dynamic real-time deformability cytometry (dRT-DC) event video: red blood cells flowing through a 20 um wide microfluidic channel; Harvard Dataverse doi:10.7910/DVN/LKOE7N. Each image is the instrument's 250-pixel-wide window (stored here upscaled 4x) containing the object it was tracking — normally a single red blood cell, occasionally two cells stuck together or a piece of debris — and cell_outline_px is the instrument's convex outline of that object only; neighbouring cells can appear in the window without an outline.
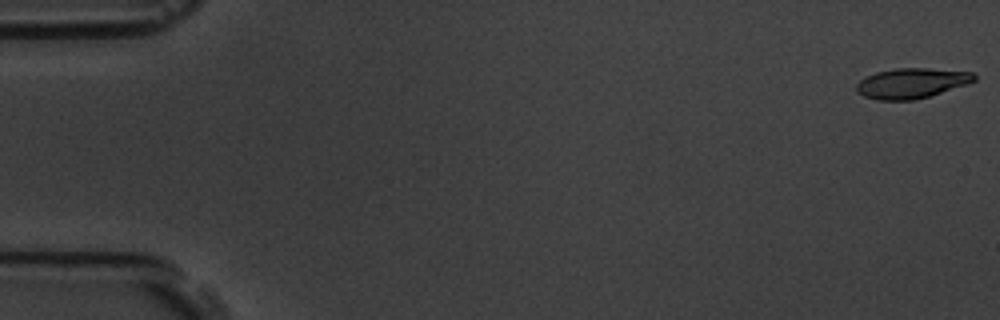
{"species": "common noctule bat (a hibernating species)", "species_latin": "Nyctalus noctula", "temperature_condition": "room temperature", "stored_images_in_passage": 56, "camera_frame_rate_fps": 3000, "um_per_image_px": 0.085, "animal": {"sex": "male", "body_mass_g": 19.5, "forearm_length_mm": 54.6}, "frame": {"image": 1, "passage_image": 1, "time_ms": 0.0, "image_size_px": [1000, 320], "cell_outline_px": [[976, 80], [968, 84], [916, 100], [876, 100], [864, 96], [856, 92], [856, 84], [864, 76], [876, 72], [896, 68], [928, 68], [972, 72], [976, 76]], "centroid_in_image_um": [77.46, 7.07], "position_along_channel_um": 7.5, "area_um2": 20.87}}
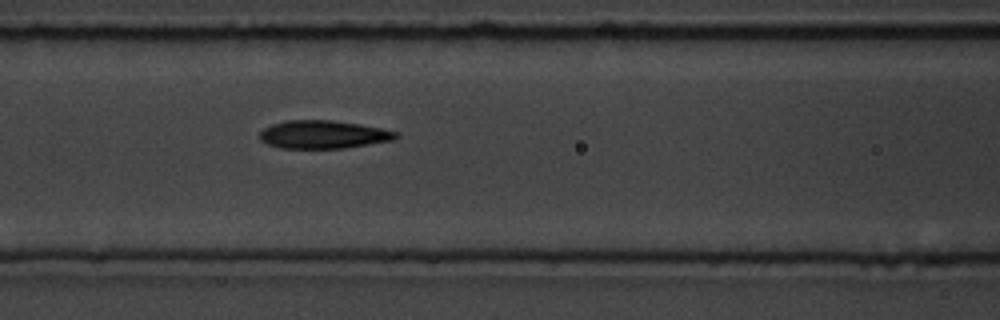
{"frame": {"image": 2, "passage_image": 24, "time_ms": 7.667, "image_size_px": [1000, 320], "cell_outline_px": [[400, 136], [392, 140], [344, 148], [280, 148], [268, 144], [260, 140], [260, 132], [264, 128], [272, 124], [288, 120], [332, 120], [360, 124], [380, 128], [396, 132]], "centroid_in_image_um": [27.46, 11.43], "position_along_channel_um": 139.1, "area_um2": 22.14}}
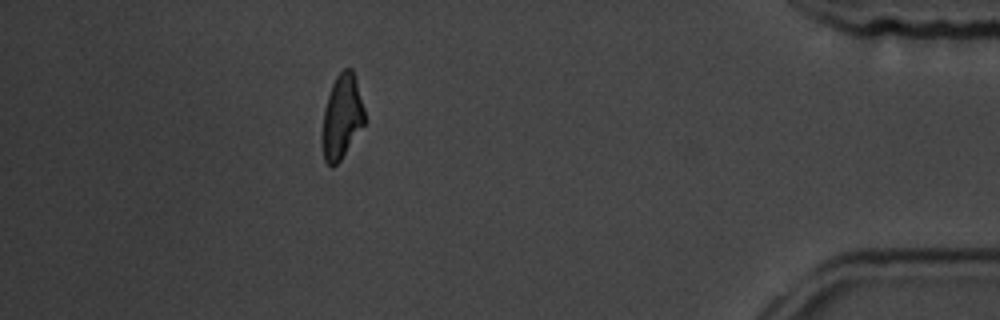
{"frame": {"image": 3, "passage_image": 50, "time_ms": 16.333, "image_size_px": [1000, 320], "cell_outline_px": [[368, 120], [340, 160], [332, 168], [324, 160], [320, 140], [320, 136], [324, 108], [332, 84], [336, 76], [344, 68], [352, 68], [356, 76]], "centroid_in_image_um": [29.07, 9.93], "position_along_channel_um": 406.1, "area_um2": 21.56}, "authors_computed_cell_mechanics": {"area_um2": 21.8484, "velocity_mm_per_s": 3.655, "shape_relaxation_time_tau1_ms": 4.0259, "shape_relaxation_time_tau2_ms": 2.2138, "deformation_change_tau1": 0.1825, "deformation_change_tau2": 0.094}}